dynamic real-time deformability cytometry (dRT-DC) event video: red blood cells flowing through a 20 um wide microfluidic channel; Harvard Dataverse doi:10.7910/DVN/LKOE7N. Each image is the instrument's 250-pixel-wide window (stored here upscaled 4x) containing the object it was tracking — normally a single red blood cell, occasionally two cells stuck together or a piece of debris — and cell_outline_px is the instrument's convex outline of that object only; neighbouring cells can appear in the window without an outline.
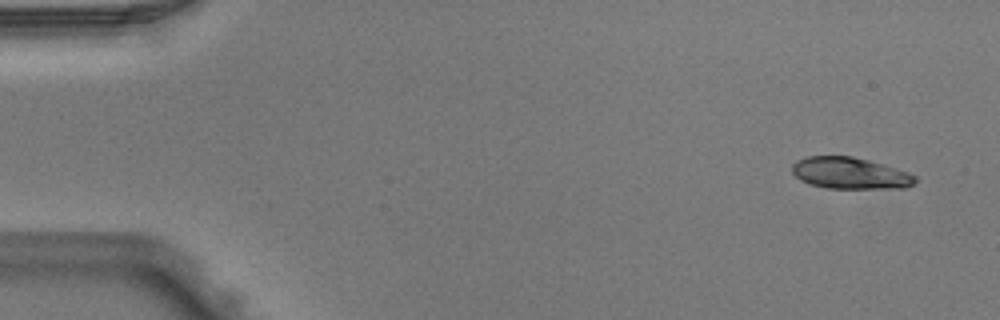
{"species": "Egyptian fruit bat (a non-hibernating species)", "species_latin": "Rousettus aegyptiacus", "temperature_condition": "warm", "stored_images_in_passage": 4, "camera_frame_rate_fps": 3000, "um_per_image_px": 0.085, "animal": {"sex": "male"}, "frame": {"image": 1, "passage_image": 1, "time_ms": 0.0, "image_size_px": [1000, 320], "cell_outline_px": [[916, 180], [912, 184], [904, 188], [828, 188], [812, 184], [800, 180], [792, 172], [792, 164], [796, 160], [808, 156], [852, 156], [868, 160], [908, 172], [916, 176]], "centroid_in_image_um": [72.23, 14.71], "position_along_channel_um": 12.8, "area_um2": 22.43}}
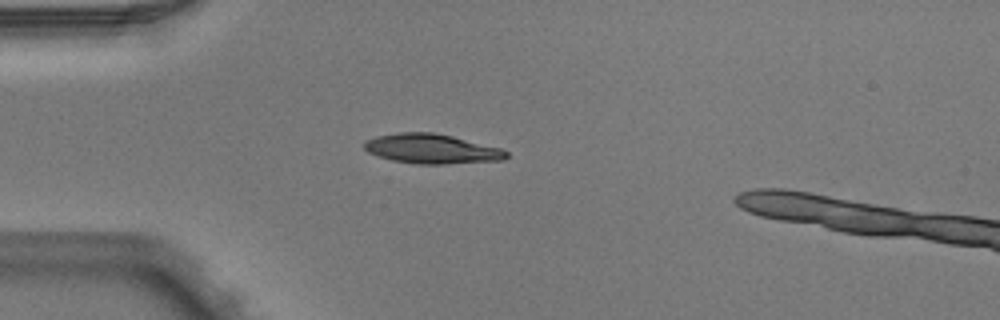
{"frame": {"image": 2, "passage_image": 4, "time_ms": 1.0, "image_size_px": [1000, 320], "cell_outline_px": [[508, 156], [504, 160], [444, 164], [416, 164], [392, 160], [368, 152], [364, 148], [364, 140], [376, 136], [400, 132], [432, 132], [452, 136], [500, 148], [508, 152]], "centroid_in_image_um": [36.68, 12.65], "position_along_channel_um": 48.3, "area_um2": 24.45}}